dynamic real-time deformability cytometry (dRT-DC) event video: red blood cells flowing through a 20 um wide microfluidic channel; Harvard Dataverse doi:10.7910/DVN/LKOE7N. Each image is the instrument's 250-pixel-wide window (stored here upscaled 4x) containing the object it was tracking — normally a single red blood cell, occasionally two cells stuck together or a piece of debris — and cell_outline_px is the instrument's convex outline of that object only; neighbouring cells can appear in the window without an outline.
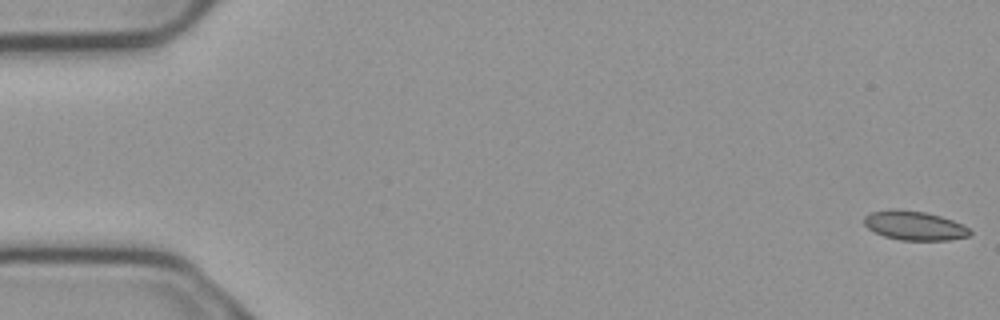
{"species": "common noctule bat (a hibernating species)", "species_latin": "Nyctalus noctula", "temperature_condition": "cold", "stored_images_in_passage": 5, "camera_frame_rate_fps": 3000, "um_per_image_px": 0.085, "animal": {"sex": "male", "body_mass_g": 23.1, "forearm_length_mm": 52.7}, "frame": {"image": 1, "passage_image": 1, "time_ms": 0.0, "image_size_px": [1000, 320], "cell_outline_px": [[972, 232], [968, 236], [948, 240], [900, 240], [884, 236], [868, 228], [864, 224], [864, 216], [872, 212], [924, 212], [940, 216], [952, 220], [968, 228]], "centroid_in_image_um": [77.76, 19.23], "position_along_channel_um": 7.2, "area_um2": 17.05}}
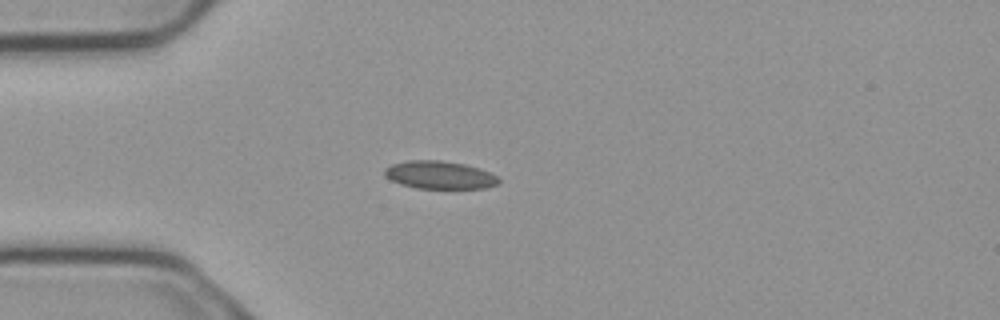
{"frame": {"image": 2, "passage_image": 5, "time_ms": 1.333, "image_size_px": [1000, 320], "cell_outline_px": [[500, 180], [496, 184], [484, 188], [416, 188], [400, 184], [384, 176], [384, 168], [392, 164], [408, 160], [440, 160], [464, 164], [480, 168], [496, 176]], "centroid_in_image_um": [37.32, 14.86], "position_along_channel_um": 47.7, "area_um2": 18.44}}